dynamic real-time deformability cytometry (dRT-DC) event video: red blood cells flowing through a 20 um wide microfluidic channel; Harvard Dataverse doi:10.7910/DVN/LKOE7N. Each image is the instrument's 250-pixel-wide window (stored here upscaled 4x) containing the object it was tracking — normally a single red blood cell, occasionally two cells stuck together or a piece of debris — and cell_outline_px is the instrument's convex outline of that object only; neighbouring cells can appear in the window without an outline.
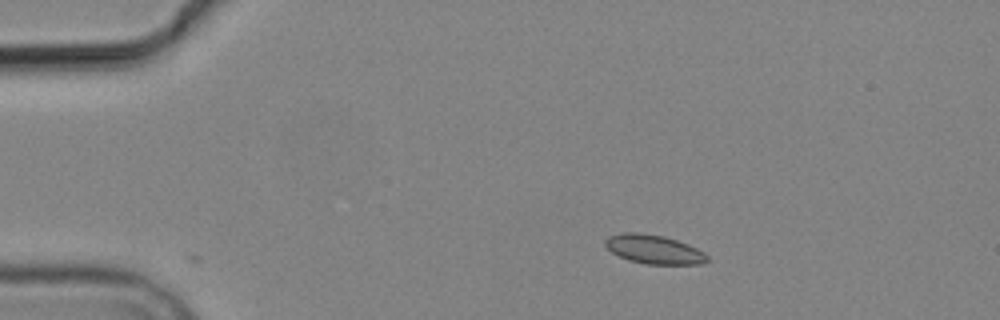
{"species": "common noctule bat (a hibernating species)", "species_latin": "Nyctalus noctula", "temperature_condition": "cold", "stored_images_in_passage": 5, "camera_frame_rate_fps": 3000, "um_per_image_px": 0.085, "animal": {"sex": "male", "body_mass_g": 19.2, "forearm_length_mm": 51.8}, "frame": {"image": 1, "passage_image": 3, "time_ms": 2.333, "image_size_px": [1000, 320], "cell_outline_px": [[708, 260], [700, 264], [644, 264], [628, 260], [612, 252], [604, 244], [604, 240], [608, 236], [624, 232], [640, 232], [664, 236], [688, 244], [704, 252], [708, 256]], "centroid_in_image_um": [55.56, 21.19], "position_along_channel_um": 29.4, "area_um2": 17.22}}